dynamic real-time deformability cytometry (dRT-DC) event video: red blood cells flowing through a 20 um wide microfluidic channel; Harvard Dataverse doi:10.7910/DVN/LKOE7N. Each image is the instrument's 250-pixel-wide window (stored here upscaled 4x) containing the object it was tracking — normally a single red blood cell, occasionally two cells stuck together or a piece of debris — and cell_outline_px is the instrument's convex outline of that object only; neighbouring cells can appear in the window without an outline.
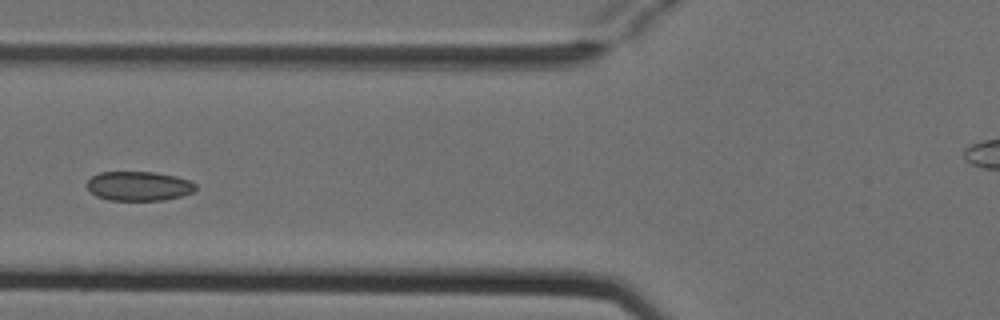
{"species": "Egyptian fruit bat (a non-hibernating species)", "species_latin": "Rousettus aegyptiacus", "temperature_condition": "cold", "stored_images_in_passage": 5, "camera_frame_rate_fps": 3000, "um_per_image_px": 0.085, "animal": {"sex": "female"}, "frame": {"image": 1, "passage_image": 5, "time_ms": 1.333, "image_size_px": [1000, 320], "cell_outline_px": [[196, 188], [192, 192], [180, 196], [164, 200], [108, 200], [96, 196], [84, 184], [92, 176], [100, 172], [152, 172], [176, 176], [188, 180], [196, 184]], "centroid_in_image_um": [11.77, 15.81], "position_along_channel_um": 114.0, "area_um2": 18.55}}